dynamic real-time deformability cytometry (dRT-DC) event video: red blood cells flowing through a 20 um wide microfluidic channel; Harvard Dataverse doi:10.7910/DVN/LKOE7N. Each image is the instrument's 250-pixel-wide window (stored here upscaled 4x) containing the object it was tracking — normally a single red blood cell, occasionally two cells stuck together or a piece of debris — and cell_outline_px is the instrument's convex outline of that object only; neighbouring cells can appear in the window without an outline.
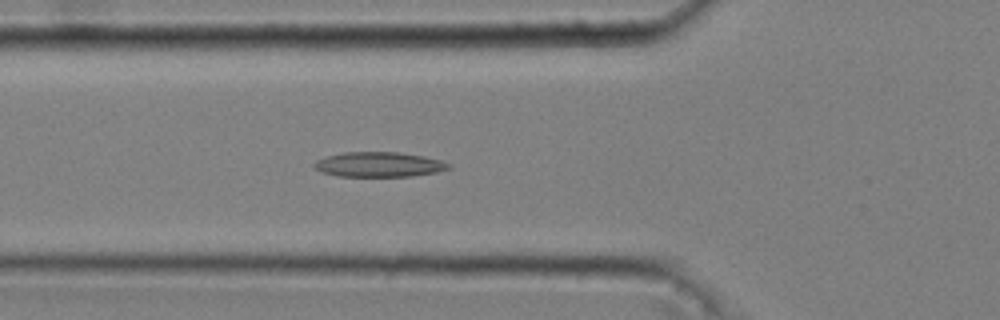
{"species": "common noctule bat (a hibernating species)", "species_latin": "Nyctalus noctula", "temperature_condition": "cold", "stored_images_in_passage": 48, "camera_frame_rate_fps": 3000, "um_per_image_px": 0.085, "animal": {"sex": "male", "body_mass_g": 20.4}, "frame": {"image": 1, "passage_image": 15, "time_ms": 4.667, "image_size_px": [1000, 320], "cell_outline_px": [[452, 168], [436, 172], [412, 176], [336, 176], [320, 172], [312, 164], [316, 160], [324, 156], [344, 152], [396, 152], [424, 156], [440, 160], [452, 164]], "centroid_in_image_um": [32.19, 13.98], "position_along_channel_um": 93.6, "area_um2": 19.65}}
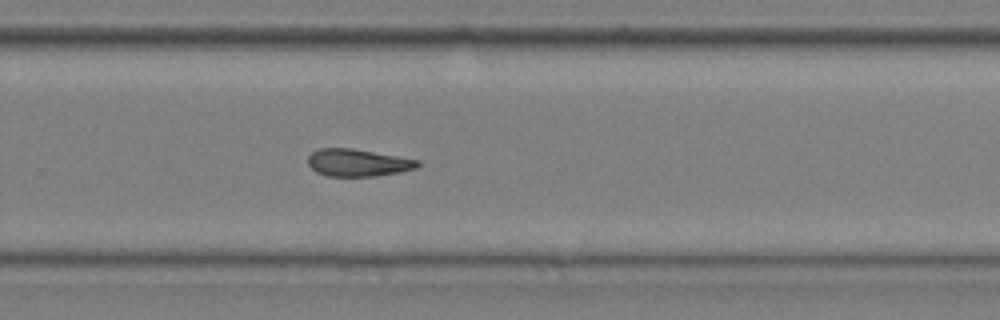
{"frame": {"image": 2, "passage_image": 32, "time_ms": 10.333, "image_size_px": [1000, 320], "cell_outline_px": [[420, 164], [416, 168], [400, 172], [376, 176], [328, 176], [316, 172], [308, 164], [308, 156], [312, 152], [320, 148], [352, 148], [420, 160]], "centroid_in_image_um": [30.42, 13.83], "position_along_channel_um": 299.4, "area_um2": 17.46}}
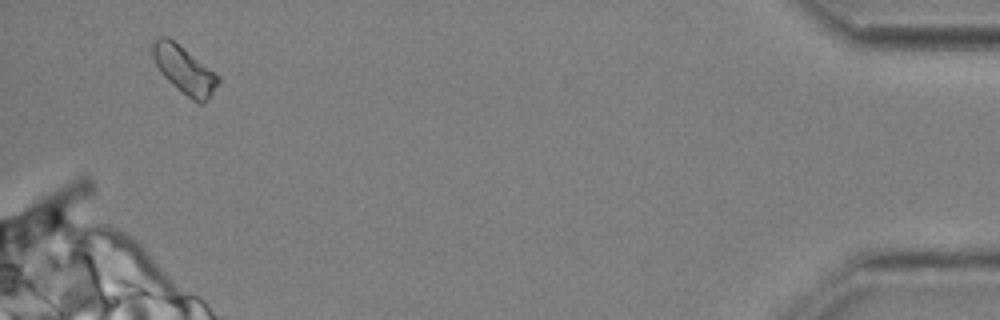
{"frame": {"image": 3, "passage_image": 47, "time_ms": 15.333, "image_size_px": [1000, 320], "cell_outline_px": [[220, 80], [212, 96], [204, 104], [200, 104], [192, 100], [172, 84], [160, 72], [152, 56], [152, 44], [160, 36], [168, 36], [220, 76]], "centroid_in_image_um": [15.69, 5.96], "position_along_channel_um": 419.5, "area_um2": 18.09}, "authors_computed_cell_mechanics": {"area_um2": 18.0047, "velocity_mm_per_s": 3.633, "shape_relaxation_time_tau1_ms": null, "shape_relaxation_time_tau2_ms": 9.6803, "deformation_change_tau1": null, "deformation_change_tau2": 0.1847}}